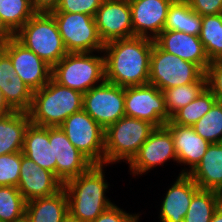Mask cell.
I'll return each instance as SVG.
<instances>
[{
	"label": "cell",
	"instance_id": "obj_2",
	"mask_svg": "<svg viewBox=\"0 0 222 222\" xmlns=\"http://www.w3.org/2000/svg\"><path fill=\"white\" fill-rule=\"evenodd\" d=\"M103 169V165H93L63 184L68 211L81 222H92L113 205L105 196L109 184L105 181Z\"/></svg>",
	"mask_w": 222,
	"mask_h": 222
},
{
	"label": "cell",
	"instance_id": "obj_32",
	"mask_svg": "<svg viewBox=\"0 0 222 222\" xmlns=\"http://www.w3.org/2000/svg\"><path fill=\"white\" fill-rule=\"evenodd\" d=\"M26 200L17 187L0 186V222H15L25 217Z\"/></svg>",
	"mask_w": 222,
	"mask_h": 222
},
{
	"label": "cell",
	"instance_id": "obj_6",
	"mask_svg": "<svg viewBox=\"0 0 222 222\" xmlns=\"http://www.w3.org/2000/svg\"><path fill=\"white\" fill-rule=\"evenodd\" d=\"M93 52L67 53L53 68L52 78L82 94L105 81V58ZM99 83V84H98Z\"/></svg>",
	"mask_w": 222,
	"mask_h": 222
},
{
	"label": "cell",
	"instance_id": "obj_3",
	"mask_svg": "<svg viewBox=\"0 0 222 222\" xmlns=\"http://www.w3.org/2000/svg\"><path fill=\"white\" fill-rule=\"evenodd\" d=\"M83 94L58 84L53 78L33 92L28 111L32 124L42 127L60 126L66 118L82 110Z\"/></svg>",
	"mask_w": 222,
	"mask_h": 222
},
{
	"label": "cell",
	"instance_id": "obj_35",
	"mask_svg": "<svg viewBox=\"0 0 222 222\" xmlns=\"http://www.w3.org/2000/svg\"><path fill=\"white\" fill-rule=\"evenodd\" d=\"M103 0H60L52 12L83 13L95 16Z\"/></svg>",
	"mask_w": 222,
	"mask_h": 222
},
{
	"label": "cell",
	"instance_id": "obj_7",
	"mask_svg": "<svg viewBox=\"0 0 222 222\" xmlns=\"http://www.w3.org/2000/svg\"><path fill=\"white\" fill-rule=\"evenodd\" d=\"M204 74L205 72L198 65L167 53L155 42L153 43L149 84L164 91L175 86L196 82Z\"/></svg>",
	"mask_w": 222,
	"mask_h": 222
},
{
	"label": "cell",
	"instance_id": "obj_46",
	"mask_svg": "<svg viewBox=\"0 0 222 222\" xmlns=\"http://www.w3.org/2000/svg\"><path fill=\"white\" fill-rule=\"evenodd\" d=\"M220 196L222 197V189L219 191Z\"/></svg>",
	"mask_w": 222,
	"mask_h": 222
},
{
	"label": "cell",
	"instance_id": "obj_36",
	"mask_svg": "<svg viewBox=\"0 0 222 222\" xmlns=\"http://www.w3.org/2000/svg\"><path fill=\"white\" fill-rule=\"evenodd\" d=\"M207 88L222 102V61H212L206 72Z\"/></svg>",
	"mask_w": 222,
	"mask_h": 222
},
{
	"label": "cell",
	"instance_id": "obj_40",
	"mask_svg": "<svg viewBox=\"0 0 222 222\" xmlns=\"http://www.w3.org/2000/svg\"><path fill=\"white\" fill-rule=\"evenodd\" d=\"M14 38V34L5 26L0 17V43Z\"/></svg>",
	"mask_w": 222,
	"mask_h": 222
},
{
	"label": "cell",
	"instance_id": "obj_21",
	"mask_svg": "<svg viewBox=\"0 0 222 222\" xmlns=\"http://www.w3.org/2000/svg\"><path fill=\"white\" fill-rule=\"evenodd\" d=\"M0 89L7 105L15 111L28 112L33 92L17 75L10 57L0 48Z\"/></svg>",
	"mask_w": 222,
	"mask_h": 222
},
{
	"label": "cell",
	"instance_id": "obj_34",
	"mask_svg": "<svg viewBox=\"0 0 222 222\" xmlns=\"http://www.w3.org/2000/svg\"><path fill=\"white\" fill-rule=\"evenodd\" d=\"M21 158L22 151L0 156V186H18Z\"/></svg>",
	"mask_w": 222,
	"mask_h": 222
},
{
	"label": "cell",
	"instance_id": "obj_8",
	"mask_svg": "<svg viewBox=\"0 0 222 222\" xmlns=\"http://www.w3.org/2000/svg\"><path fill=\"white\" fill-rule=\"evenodd\" d=\"M54 17L59 33L68 53L95 52L103 53L95 19L83 13L50 12Z\"/></svg>",
	"mask_w": 222,
	"mask_h": 222
},
{
	"label": "cell",
	"instance_id": "obj_28",
	"mask_svg": "<svg viewBox=\"0 0 222 222\" xmlns=\"http://www.w3.org/2000/svg\"><path fill=\"white\" fill-rule=\"evenodd\" d=\"M221 204L219 192L199 189L192 197L184 222H210Z\"/></svg>",
	"mask_w": 222,
	"mask_h": 222
},
{
	"label": "cell",
	"instance_id": "obj_1",
	"mask_svg": "<svg viewBox=\"0 0 222 222\" xmlns=\"http://www.w3.org/2000/svg\"><path fill=\"white\" fill-rule=\"evenodd\" d=\"M153 39L134 36L104 44L105 80L121 87L149 84Z\"/></svg>",
	"mask_w": 222,
	"mask_h": 222
},
{
	"label": "cell",
	"instance_id": "obj_9",
	"mask_svg": "<svg viewBox=\"0 0 222 222\" xmlns=\"http://www.w3.org/2000/svg\"><path fill=\"white\" fill-rule=\"evenodd\" d=\"M68 140L94 165H104L105 130L83 109L59 126Z\"/></svg>",
	"mask_w": 222,
	"mask_h": 222
},
{
	"label": "cell",
	"instance_id": "obj_11",
	"mask_svg": "<svg viewBox=\"0 0 222 222\" xmlns=\"http://www.w3.org/2000/svg\"><path fill=\"white\" fill-rule=\"evenodd\" d=\"M82 109L105 130L125 116L124 87L105 80L83 94Z\"/></svg>",
	"mask_w": 222,
	"mask_h": 222
},
{
	"label": "cell",
	"instance_id": "obj_22",
	"mask_svg": "<svg viewBox=\"0 0 222 222\" xmlns=\"http://www.w3.org/2000/svg\"><path fill=\"white\" fill-rule=\"evenodd\" d=\"M22 153L56 176V160H54L53 140H49V127L30 123L25 131Z\"/></svg>",
	"mask_w": 222,
	"mask_h": 222
},
{
	"label": "cell",
	"instance_id": "obj_38",
	"mask_svg": "<svg viewBox=\"0 0 222 222\" xmlns=\"http://www.w3.org/2000/svg\"><path fill=\"white\" fill-rule=\"evenodd\" d=\"M137 214H129L116 205H112L92 222H130Z\"/></svg>",
	"mask_w": 222,
	"mask_h": 222
},
{
	"label": "cell",
	"instance_id": "obj_18",
	"mask_svg": "<svg viewBox=\"0 0 222 222\" xmlns=\"http://www.w3.org/2000/svg\"><path fill=\"white\" fill-rule=\"evenodd\" d=\"M154 41L165 52L198 65L204 72L211 63L199 36L164 29Z\"/></svg>",
	"mask_w": 222,
	"mask_h": 222
},
{
	"label": "cell",
	"instance_id": "obj_13",
	"mask_svg": "<svg viewBox=\"0 0 222 222\" xmlns=\"http://www.w3.org/2000/svg\"><path fill=\"white\" fill-rule=\"evenodd\" d=\"M94 19L104 44L134 37L129 0H103Z\"/></svg>",
	"mask_w": 222,
	"mask_h": 222
},
{
	"label": "cell",
	"instance_id": "obj_37",
	"mask_svg": "<svg viewBox=\"0 0 222 222\" xmlns=\"http://www.w3.org/2000/svg\"><path fill=\"white\" fill-rule=\"evenodd\" d=\"M193 11L200 16L222 13V0H186Z\"/></svg>",
	"mask_w": 222,
	"mask_h": 222
},
{
	"label": "cell",
	"instance_id": "obj_12",
	"mask_svg": "<svg viewBox=\"0 0 222 222\" xmlns=\"http://www.w3.org/2000/svg\"><path fill=\"white\" fill-rule=\"evenodd\" d=\"M0 48L10 57L15 72L32 92L41 89L51 80L52 67L15 38L1 42Z\"/></svg>",
	"mask_w": 222,
	"mask_h": 222
},
{
	"label": "cell",
	"instance_id": "obj_30",
	"mask_svg": "<svg viewBox=\"0 0 222 222\" xmlns=\"http://www.w3.org/2000/svg\"><path fill=\"white\" fill-rule=\"evenodd\" d=\"M206 87L207 77L204 74L196 82L164 90L165 105L170 117L176 111L193 101Z\"/></svg>",
	"mask_w": 222,
	"mask_h": 222
},
{
	"label": "cell",
	"instance_id": "obj_42",
	"mask_svg": "<svg viewBox=\"0 0 222 222\" xmlns=\"http://www.w3.org/2000/svg\"><path fill=\"white\" fill-rule=\"evenodd\" d=\"M210 222H222V204L215 211Z\"/></svg>",
	"mask_w": 222,
	"mask_h": 222
},
{
	"label": "cell",
	"instance_id": "obj_33",
	"mask_svg": "<svg viewBox=\"0 0 222 222\" xmlns=\"http://www.w3.org/2000/svg\"><path fill=\"white\" fill-rule=\"evenodd\" d=\"M194 131L211 143L222 140V102L216 101L211 109L194 125Z\"/></svg>",
	"mask_w": 222,
	"mask_h": 222
},
{
	"label": "cell",
	"instance_id": "obj_16",
	"mask_svg": "<svg viewBox=\"0 0 222 222\" xmlns=\"http://www.w3.org/2000/svg\"><path fill=\"white\" fill-rule=\"evenodd\" d=\"M174 0H129L134 36L155 39L163 30Z\"/></svg>",
	"mask_w": 222,
	"mask_h": 222
},
{
	"label": "cell",
	"instance_id": "obj_14",
	"mask_svg": "<svg viewBox=\"0 0 222 222\" xmlns=\"http://www.w3.org/2000/svg\"><path fill=\"white\" fill-rule=\"evenodd\" d=\"M171 158L177 161L172 133L166 126L156 127L129 163V168L132 175H142Z\"/></svg>",
	"mask_w": 222,
	"mask_h": 222
},
{
	"label": "cell",
	"instance_id": "obj_44",
	"mask_svg": "<svg viewBox=\"0 0 222 222\" xmlns=\"http://www.w3.org/2000/svg\"><path fill=\"white\" fill-rule=\"evenodd\" d=\"M140 215H136L130 222H138Z\"/></svg>",
	"mask_w": 222,
	"mask_h": 222
},
{
	"label": "cell",
	"instance_id": "obj_41",
	"mask_svg": "<svg viewBox=\"0 0 222 222\" xmlns=\"http://www.w3.org/2000/svg\"><path fill=\"white\" fill-rule=\"evenodd\" d=\"M11 111H13V110L5 102L2 91L0 89V115L7 114Z\"/></svg>",
	"mask_w": 222,
	"mask_h": 222
},
{
	"label": "cell",
	"instance_id": "obj_4",
	"mask_svg": "<svg viewBox=\"0 0 222 222\" xmlns=\"http://www.w3.org/2000/svg\"><path fill=\"white\" fill-rule=\"evenodd\" d=\"M14 38L52 68L68 53L50 13H35Z\"/></svg>",
	"mask_w": 222,
	"mask_h": 222
},
{
	"label": "cell",
	"instance_id": "obj_27",
	"mask_svg": "<svg viewBox=\"0 0 222 222\" xmlns=\"http://www.w3.org/2000/svg\"><path fill=\"white\" fill-rule=\"evenodd\" d=\"M199 38L209 60L222 61V13L201 16Z\"/></svg>",
	"mask_w": 222,
	"mask_h": 222
},
{
	"label": "cell",
	"instance_id": "obj_26",
	"mask_svg": "<svg viewBox=\"0 0 222 222\" xmlns=\"http://www.w3.org/2000/svg\"><path fill=\"white\" fill-rule=\"evenodd\" d=\"M164 29L199 36L201 16L191 9L186 0H174L168 9Z\"/></svg>",
	"mask_w": 222,
	"mask_h": 222
},
{
	"label": "cell",
	"instance_id": "obj_45",
	"mask_svg": "<svg viewBox=\"0 0 222 222\" xmlns=\"http://www.w3.org/2000/svg\"><path fill=\"white\" fill-rule=\"evenodd\" d=\"M15 222H28V220L26 219V217H24L21 220H18V221H15Z\"/></svg>",
	"mask_w": 222,
	"mask_h": 222
},
{
	"label": "cell",
	"instance_id": "obj_43",
	"mask_svg": "<svg viewBox=\"0 0 222 222\" xmlns=\"http://www.w3.org/2000/svg\"><path fill=\"white\" fill-rule=\"evenodd\" d=\"M62 222H81L78 218H76L75 216H73L70 212H68Z\"/></svg>",
	"mask_w": 222,
	"mask_h": 222
},
{
	"label": "cell",
	"instance_id": "obj_5",
	"mask_svg": "<svg viewBox=\"0 0 222 222\" xmlns=\"http://www.w3.org/2000/svg\"><path fill=\"white\" fill-rule=\"evenodd\" d=\"M156 127L148 121L123 116L105 129L104 165L127 160L129 164Z\"/></svg>",
	"mask_w": 222,
	"mask_h": 222
},
{
	"label": "cell",
	"instance_id": "obj_31",
	"mask_svg": "<svg viewBox=\"0 0 222 222\" xmlns=\"http://www.w3.org/2000/svg\"><path fill=\"white\" fill-rule=\"evenodd\" d=\"M35 13L30 0H0V17L13 34Z\"/></svg>",
	"mask_w": 222,
	"mask_h": 222
},
{
	"label": "cell",
	"instance_id": "obj_17",
	"mask_svg": "<svg viewBox=\"0 0 222 222\" xmlns=\"http://www.w3.org/2000/svg\"><path fill=\"white\" fill-rule=\"evenodd\" d=\"M17 188L26 202H28L56 194L63 188V183L53 172L41 168L22 153L20 178Z\"/></svg>",
	"mask_w": 222,
	"mask_h": 222
},
{
	"label": "cell",
	"instance_id": "obj_25",
	"mask_svg": "<svg viewBox=\"0 0 222 222\" xmlns=\"http://www.w3.org/2000/svg\"><path fill=\"white\" fill-rule=\"evenodd\" d=\"M68 198L64 188L56 194L26 202L28 222H62L68 213Z\"/></svg>",
	"mask_w": 222,
	"mask_h": 222
},
{
	"label": "cell",
	"instance_id": "obj_24",
	"mask_svg": "<svg viewBox=\"0 0 222 222\" xmlns=\"http://www.w3.org/2000/svg\"><path fill=\"white\" fill-rule=\"evenodd\" d=\"M30 123L28 112L13 110L0 115V156L22 151L25 131Z\"/></svg>",
	"mask_w": 222,
	"mask_h": 222
},
{
	"label": "cell",
	"instance_id": "obj_20",
	"mask_svg": "<svg viewBox=\"0 0 222 222\" xmlns=\"http://www.w3.org/2000/svg\"><path fill=\"white\" fill-rule=\"evenodd\" d=\"M198 185L188 174H181L168 189L160 209V222H184L193 195Z\"/></svg>",
	"mask_w": 222,
	"mask_h": 222
},
{
	"label": "cell",
	"instance_id": "obj_23",
	"mask_svg": "<svg viewBox=\"0 0 222 222\" xmlns=\"http://www.w3.org/2000/svg\"><path fill=\"white\" fill-rule=\"evenodd\" d=\"M188 175L200 189L219 192L222 189V144L211 143Z\"/></svg>",
	"mask_w": 222,
	"mask_h": 222
},
{
	"label": "cell",
	"instance_id": "obj_39",
	"mask_svg": "<svg viewBox=\"0 0 222 222\" xmlns=\"http://www.w3.org/2000/svg\"><path fill=\"white\" fill-rule=\"evenodd\" d=\"M60 0H30L32 9L36 13H50L54 11Z\"/></svg>",
	"mask_w": 222,
	"mask_h": 222
},
{
	"label": "cell",
	"instance_id": "obj_10",
	"mask_svg": "<svg viewBox=\"0 0 222 222\" xmlns=\"http://www.w3.org/2000/svg\"><path fill=\"white\" fill-rule=\"evenodd\" d=\"M125 116L145 120L162 127L171 117L166 109L163 91L146 84L124 88Z\"/></svg>",
	"mask_w": 222,
	"mask_h": 222
},
{
	"label": "cell",
	"instance_id": "obj_19",
	"mask_svg": "<svg viewBox=\"0 0 222 222\" xmlns=\"http://www.w3.org/2000/svg\"><path fill=\"white\" fill-rule=\"evenodd\" d=\"M165 126L171 131L177 163L188 165V170L181 174H188L201 161L210 143L198 135L192 126H182L168 121Z\"/></svg>",
	"mask_w": 222,
	"mask_h": 222
},
{
	"label": "cell",
	"instance_id": "obj_29",
	"mask_svg": "<svg viewBox=\"0 0 222 222\" xmlns=\"http://www.w3.org/2000/svg\"><path fill=\"white\" fill-rule=\"evenodd\" d=\"M217 101L206 87L193 101L176 111L170 121L177 125L192 126L201 119Z\"/></svg>",
	"mask_w": 222,
	"mask_h": 222
},
{
	"label": "cell",
	"instance_id": "obj_15",
	"mask_svg": "<svg viewBox=\"0 0 222 222\" xmlns=\"http://www.w3.org/2000/svg\"><path fill=\"white\" fill-rule=\"evenodd\" d=\"M49 140H53L56 177L64 184L88 171L94 164L66 137L59 127H49Z\"/></svg>",
	"mask_w": 222,
	"mask_h": 222
}]
</instances>
